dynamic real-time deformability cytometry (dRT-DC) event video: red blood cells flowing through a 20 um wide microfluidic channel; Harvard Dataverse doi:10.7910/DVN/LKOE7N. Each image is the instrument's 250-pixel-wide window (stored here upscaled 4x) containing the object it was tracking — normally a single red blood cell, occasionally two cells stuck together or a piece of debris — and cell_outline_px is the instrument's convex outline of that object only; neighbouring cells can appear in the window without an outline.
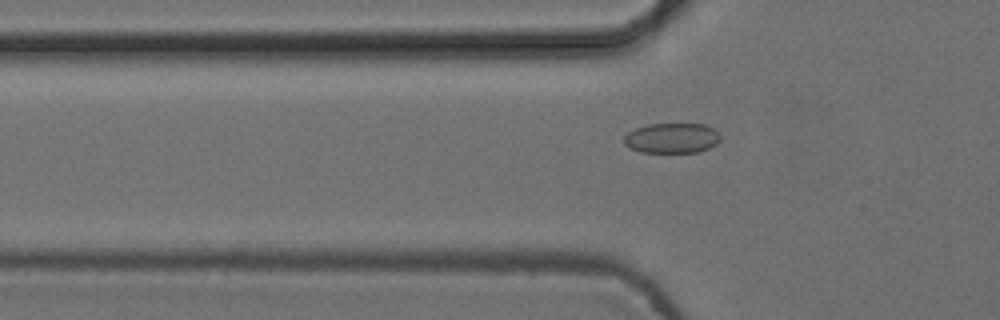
{"species": "common noctule bat (a hibernating species)", "species_latin": "Nyctalus noctula", "temperature_condition": "cold", "stored_images_in_passage": 56, "camera_frame_rate_fps": 3000, "um_per_image_px": 0.085, "animal": {"sex": "female", "body_mass_g": 24.6, "forearm_length_mm": 56.2}, "frame": {"image": 1, "passage_image": 19, "time_ms": 6.0, "image_size_px": [1000, 320], "cell_outline_px": [[720, 140], [716, 144], [708, 148], [696, 152], [640, 152], [624, 144], [624, 136], [628, 132], [636, 128], [648, 124], [704, 124], [712, 128], [720, 136]], "centroid_in_image_um": [57.09, 11.73], "position_along_channel_um": 68.7, "area_um2": 16.76}}
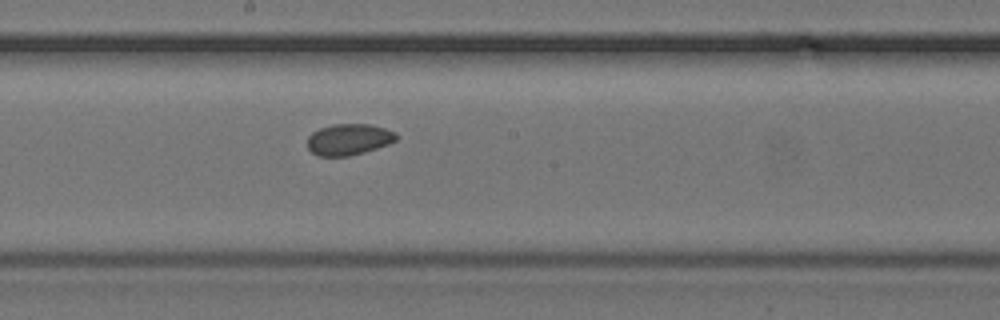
{"frame": {"image": 2, "passage_image": 31, "time_ms": 10.0, "image_size_px": [1000, 320], "cell_outline_px": [[400, 136], [396, 140], [388, 144], [364, 152], [348, 156], [316, 156], [308, 148], [308, 136], [312, 132], [320, 128], [332, 124], [368, 124], [384, 128], [396, 132]], "centroid_in_image_um": [29.65, 11.85], "position_along_channel_um": 218.6, "area_um2": 16.24}}
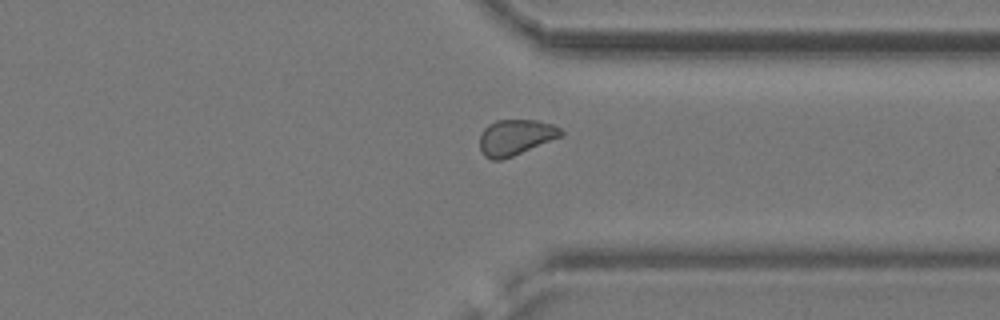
{"frame": {"image": 3, "passage_image": 43, "time_ms": 14.0, "image_size_px": [1000, 320], "cell_outline_px": [[564, 132], [560, 136], [512, 156], [500, 160], [492, 160], [484, 156], [480, 148], [480, 132], [488, 124], [496, 120], [536, 120], [552, 124], [560, 128]], "centroid_in_image_um": [43.77, 11.66], "position_along_channel_um": 367.6, "area_um2": 16.7}, "authors_computed_cell_mechanics": {"area_um2": 16.9643, "velocity_mm_per_s": 3.7381, "shape_relaxation_time_tau1_ms": null, "shape_relaxation_time_tau2_ms": 1.7874, "deformation_change_tau1": null, "deformation_change_tau2": 0.0487}}